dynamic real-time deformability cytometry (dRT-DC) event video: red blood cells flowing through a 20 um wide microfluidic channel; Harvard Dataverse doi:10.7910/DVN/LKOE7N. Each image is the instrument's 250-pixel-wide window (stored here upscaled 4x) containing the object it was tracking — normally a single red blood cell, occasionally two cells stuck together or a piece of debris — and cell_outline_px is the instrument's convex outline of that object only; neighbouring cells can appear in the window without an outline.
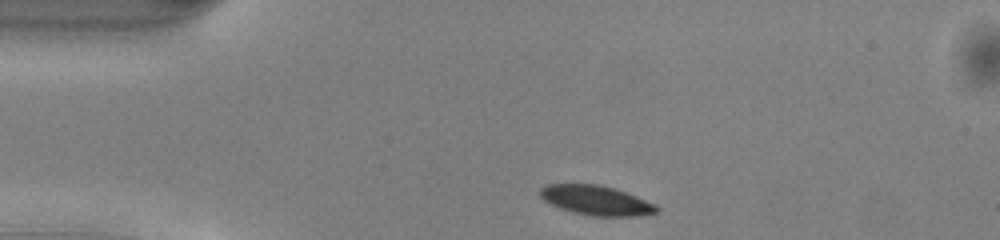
{"species": "common noctule bat (a hibernating species)", "species_latin": "Nyctalus noctula", "temperature_condition": "warm", "stored_images_in_passage": 41, "camera_frame_rate_fps": 3000, "um_per_image_px": 0.085, "animal": {"sex": "male", "body_mass_g": 13.0, "forearm_length_mm": 53.1}, "frame": {"image": 1, "passage_image": 1, "time_ms": 0.0, "image_size_px": [1000, 240], "cell_outline_px": [[660, 208], [656, 212], [640, 216], [592, 216], [572, 212], [560, 208], [544, 200], [540, 196], [540, 188], [548, 184], [600, 184], [636, 196], [656, 204]], "centroid_in_image_um": [50.68, 17.03], "position_along_channel_um": 34.3, "area_um2": 20.0}}
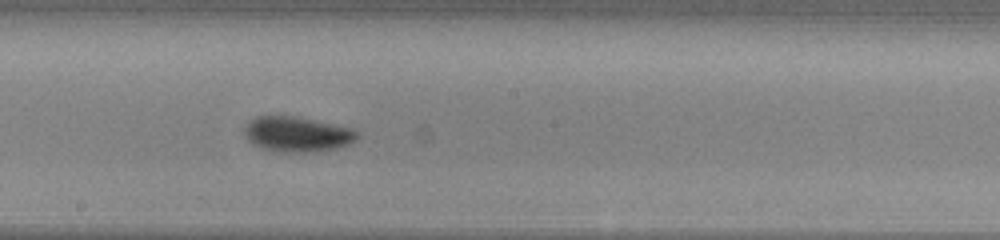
{"frame": {"image": 2, "passage_image": 18, "time_ms": 5.667, "image_size_px": [1000, 240], "cell_outline_px": [[360, 136], [356, 140], [348, 144], [336, 148], [312, 152], [284, 152], [260, 148], [252, 144], [244, 136], [244, 124], [248, 120], [256, 116], [292, 116], [352, 128], [360, 132]], "centroid_in_image_um": [25.22, 11.41], "position_along_channel_um": 223.0, "area_um2": 23.24}}
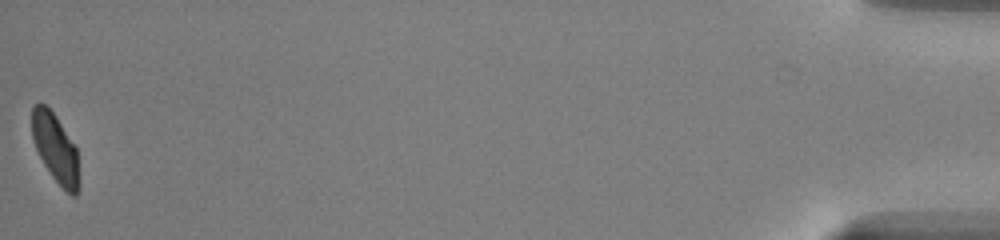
{"frame": {"image": 3, "passage_image": 41, "time_ms": 13.333, "image_size_px": [1000, 240], "cell_outline_px": [[80, 188], [76, 196], [72, 196], [52, 176], [44, 164], [32, 140], [32, 104], [44, 104], [56, 116], [76, 148], [80, 184]], "centroid_in_image_um": [4.72, 12.61], "position_along_channel_um": 430.5, "area_um2": 18.67}, "authors_computed_cell_mechanics": {"area_um2": 21.3282, "velocity_mm_per_s": 4.0512, "shape_relaxation_time_tau1_ms": 2.2795, "shape_relaxation_time_tau2_ms": 2.368, "deformation_change_tau1": 0.1162, "deformation_change_tau2": 0.0585}}